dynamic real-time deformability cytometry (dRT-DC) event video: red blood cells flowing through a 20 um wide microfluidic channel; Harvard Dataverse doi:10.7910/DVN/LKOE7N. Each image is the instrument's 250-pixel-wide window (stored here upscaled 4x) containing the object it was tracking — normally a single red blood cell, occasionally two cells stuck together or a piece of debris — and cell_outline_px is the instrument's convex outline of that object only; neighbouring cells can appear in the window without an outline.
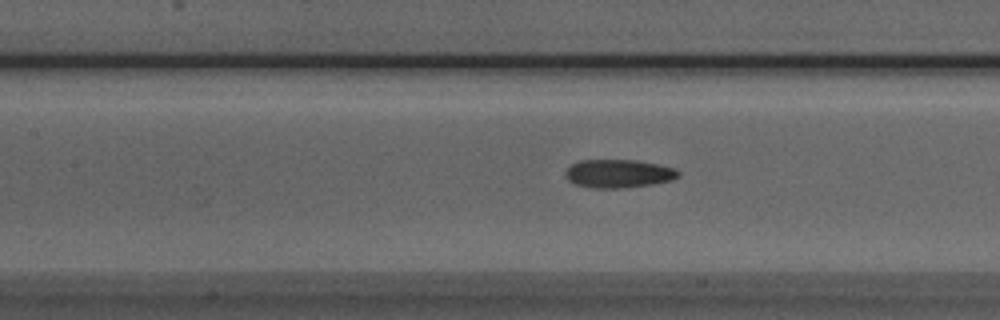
{"species": "Egyptian fruit bat (a non-hibernating species)", "species_latin": "Rousettus aegyptiacus", "temperature_condition": "room temperature", "stored_images_in_passage": 37, "camera_frame_rate_fps": 3000, "um_per_image_px": 0.085, "animal": {"sex": "male"}, "frame": {"image": 1, "passage_image": 12, "time_ms": 3.667, "image_size_px": [1000, 320], "cell_outline_px": [[680, 176], [672, 180], [652, 184], [616, 188], [592, 188], [576, 184], [568, 180], [564, 176], [564, 172], [572, 164], [580, 160], [636, 160], [676, 168], [680, 172]], "centroid_in_image_um": [52.57, 14.75], "position_along_channel_um": 154.8, "area_um2": 18.61}}
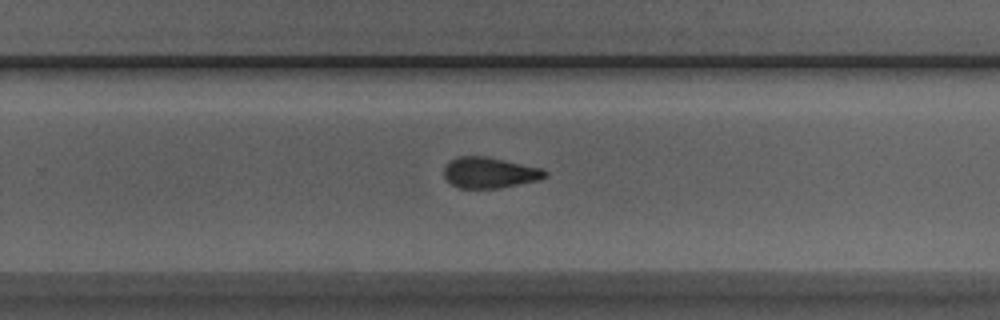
{"frame": {"image": 2, "passage_image": 22, "time_ms": 7.0, "image_size_px": [1000, 320], "cell_outline_px": [[548, 176], [540, 180], [496, 188], [460, 188], [452, 184], [444, 176], [444, 168], [452, 160], [460, 156], [484, 156], [540, 168], [548, 172]], "centroid_in_image_um": [41.63, 14.68], "position_along_channel_um": 288.2, "area_um2": 17.8}}
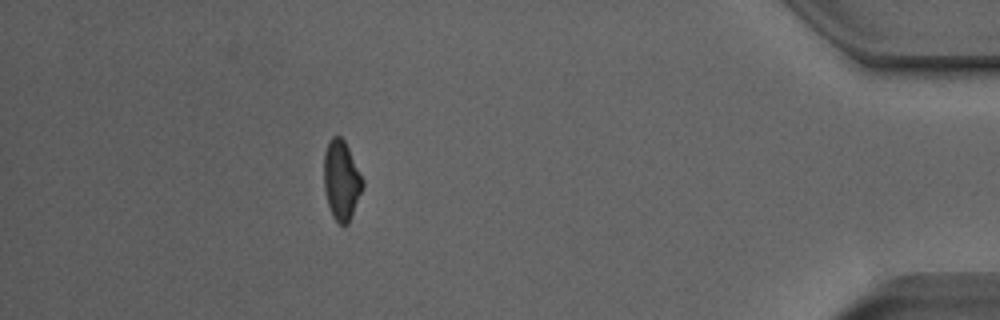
{"frame": {"image": 3, "passage_image": 35, "time_ms": 11.333, "image_size_px": [1000, 320], "cell_outline_px": [[364, 184], [348, 224], [340, 224], [332, 216], [324, 192], [324, 152], [332, 136], [340, 136], [344, 140], [364, 180]], "centroid_in_image_um": [29.01, 15.32], "position_along_channel_um": 406.2, "area_um2": 17.74}, "authors_computed_cell_mechanics": {"area_um2": 18.3804, "velocity_mm_per_s": 4.0222, "shape_relaxation_time_tau1_ms": null, "shape_relaxation_time_tau2_ms": 2.9875, "deformation_change_tau1": null, "deformation_change_tau2": 0.1129}}